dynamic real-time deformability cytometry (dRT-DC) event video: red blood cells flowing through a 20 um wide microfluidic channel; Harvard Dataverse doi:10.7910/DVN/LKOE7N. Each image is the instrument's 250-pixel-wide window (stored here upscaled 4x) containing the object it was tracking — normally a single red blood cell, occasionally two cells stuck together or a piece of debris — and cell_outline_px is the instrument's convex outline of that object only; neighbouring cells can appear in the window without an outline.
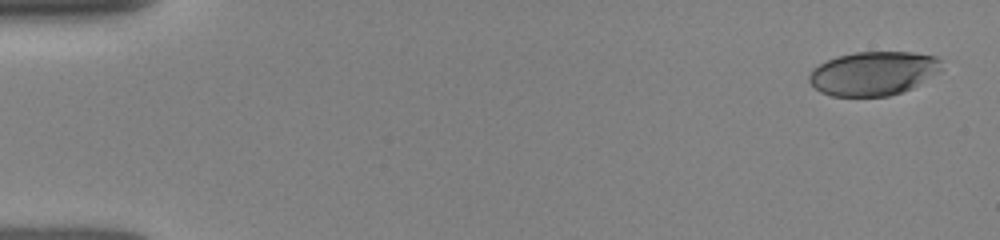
{"species": "human", "species_latin": "Homo sapiens", "temperature_condition": "room temperature", "stored_images_in_passage": 29, "camera_frame_rate_fps": 3000, "um_per_image_px": 0.085, "donor": {"sex": "female"}, "frame": {"image": 1, "passage_image": 1, "time_ms": 0.0, "image_size_px": [1000, 240], "cell_outline_px": [[944, 60], [940, 72], [912, 88], [888, 96], [832, 96], [820, 92], [808, 80], [808, 76], [812, 68], [836, 56], [856, 52], [912, 52], [936, 56]], "centroid_in_image_um": [74.26, 6.23], "position_along_channel_um": 10.7, "area_um2": 34.1}}
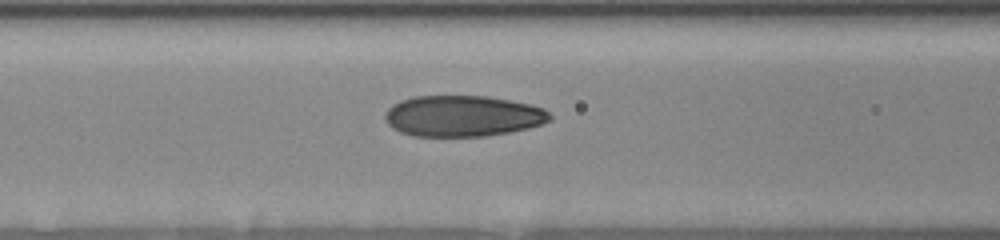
{"frame": {"image": 2, "passage_image": 16, "time_ms": 6.333, "image_size_px": [1000, 240], "cell_outline_px": [[552, 120], [544, 124], [528, 128], [508, 132], [484, 136], [412, 136], [400, 132], [392, 128], [384, 120], [384, 112], [392, 104], [400, 100], [412, 96], [488, 96], [528, 104], [544, 108], [552, 116]], "centroid_in_image_um": [39.3, 9.86], "position_along_channel_um": 127.3, "area_um2": 39.71}}
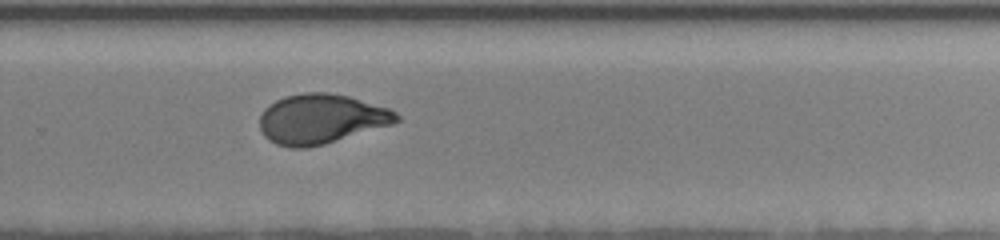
{"frame": {"image": 3, "passage_image": 29, "time_ms": 10.667, "image_size_px": [1000, 240], "cell_outline_px": [[400, 120], [392, 124], [324, 144], [308, 148], [292, 148], [276, 144], [268, 140], [264, 136], [260, 128], [260, 116], [264, 108], [268, 104], [284, 96], [304, 92], [328, 92], [348, 96], [388, 108], [396, 112], [400, 116]], "centroid_in_image_um": [27.26, 10.11], "position_along_channel_um": 302.5, "area_um2": 39.65}}